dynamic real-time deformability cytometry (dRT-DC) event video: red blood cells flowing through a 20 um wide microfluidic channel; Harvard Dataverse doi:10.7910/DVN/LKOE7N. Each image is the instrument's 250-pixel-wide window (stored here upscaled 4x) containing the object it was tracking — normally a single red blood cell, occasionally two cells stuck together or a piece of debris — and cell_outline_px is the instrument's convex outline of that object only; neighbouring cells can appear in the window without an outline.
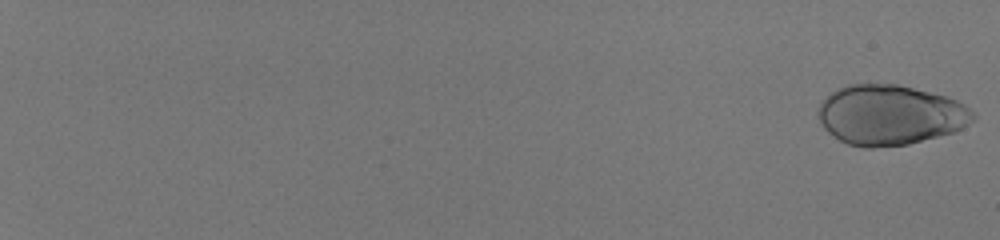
{"species": "human", "species_latin": "Homo sapiens", "temperature_condition": "room temperature", "stored_images_in_passage": 56, "camera_frame_rate_fps": 3000, "um_per_image_px": 0.085, "donor": {"sex": "male"}, "frame": {"image": 1, "passage_image": 1, "time_ms": 0.0, "image_size_px": [1000, 240], "cell_outline_px": [[976, 116], [968, 124], [956, 132], [908, 144], [872, 148], [864, 148], [848, 144], [832, 136], [824, 128], [816, 116], [816, 112], [820, 104], [836, 88], [848, 84], [896, 84], [948, 96], [964, 104], [976, 112]], "centroid_in_image_um": [75.66, 9.77], "position_along_channel_um": 9.3, "area_um2": 54.62}}
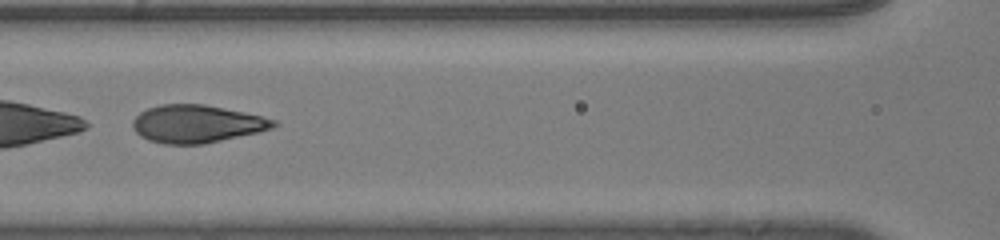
{"frame": {"image": 2, "passage_image": 33, "time_ms": 10.667, "image_size_px": [1000, 240], "cell_outline_px": [[280, 124], [272, 128], [260, 132], [204, 144], [164, 144], [148, 140], [140, 136], [132, 128], [132, 120], [140, 112], [148, 108], [160, 104], [204, 104], [244, 112], [276, 120]], "centroid_in_image_um": [16.72, 10.53], "position_along_channel_um": 149.9, "area_um2": 31.15}}
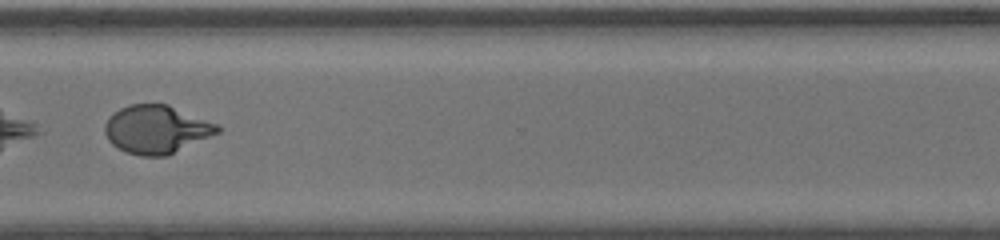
{"frame": {"image": 3, "passage_image": 48, "time_ms": 15.667, "image_size_px": [1000, 240], "cell_outline_px": [[224, 128], [220, 132], [168, 156], [140, 156], [128, 152], [112, 144], [108, 140], [104, 132], [104, 124], [108, 116], [120, 108], [128, 104], [168, 104], [220, 124]], "centroid_in_image_um": [13.33, 10.99], "position_along_channel_um": 357.3, "area_um2": 32.08}}